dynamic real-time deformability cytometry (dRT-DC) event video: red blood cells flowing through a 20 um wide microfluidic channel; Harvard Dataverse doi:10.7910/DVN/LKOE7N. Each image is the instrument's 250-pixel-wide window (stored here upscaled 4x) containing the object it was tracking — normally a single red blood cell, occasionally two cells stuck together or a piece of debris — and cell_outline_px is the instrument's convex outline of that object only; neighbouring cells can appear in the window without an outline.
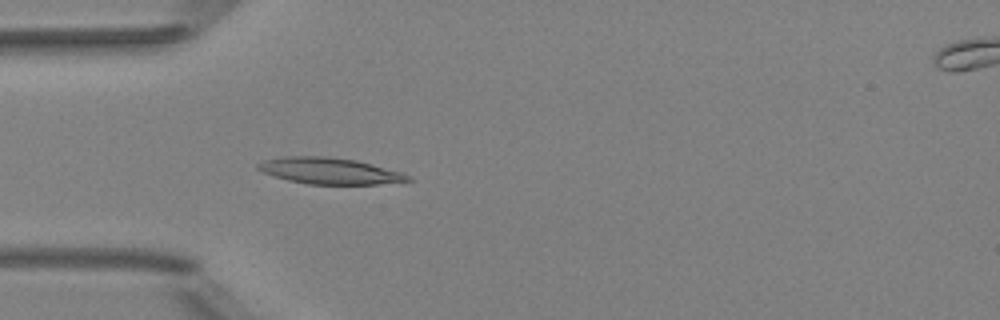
{"species": "Egyptian fruit bat (a non-hibernating species)", "species_latin": "Rousettus aegyptiacus", "temperature_condition": "room temperature", "stored_images_in_passage": 6, "segment_of_instrument_passage": [1, 2], "camera_frame_rate_fps": 3000, "um_per_image_px": 0.085, "animal": {"sex": "female"}, "frame": {"image": 1, "passage_image": 5, "time_ms": 1.333, "image_size_px": [1000, 320], "cell_outline_px": [[412, 180], [376, 184], [308, 184], [288, 180], [264, 172], [256, 168], [256, 164], [264, 160], [280, 156], [324, 156], [356, 160], [404, 172], [412, 176]], "centroid_in_image_um": [28.03, 14.51], "position_along_channel_um": 57.0, "area_um2": 23.0}}